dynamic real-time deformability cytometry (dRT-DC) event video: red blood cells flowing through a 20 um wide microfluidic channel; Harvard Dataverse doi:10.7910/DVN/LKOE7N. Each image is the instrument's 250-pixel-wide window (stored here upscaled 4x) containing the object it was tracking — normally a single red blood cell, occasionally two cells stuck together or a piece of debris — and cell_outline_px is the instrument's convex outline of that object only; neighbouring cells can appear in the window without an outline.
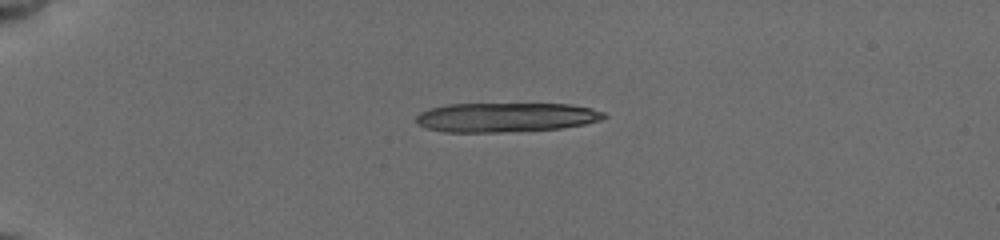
{"species": "common noctule bat (a hibernating species)", "species_latin": "Nyctalus noctula", "temperature_condition": "cold", "stored_images_in_passage": 14, "camera_frame_rate_fps": 3000, "um_per_image_px": 0.085, "animal": {"sex": "female", "body_mass_g": 19.5, "forearm_length_mm": 54.1}, "frame": {"image": 1, "passage_image": 1, "time_ms": 0.0, "image_size_px": [1000, 240], "cell_outline_px": [[608, 116], [604, 120], [564, 128], [500, 132], [444, 132], [428, 128], [416, 124], [416, 116], [420, 112], [432, 108], [448, 104], [568, 104], [588, 108], [604, 112]], "centroid_in_image_um": [43.01, 9.98], "position_along_channel_um": 42.0, "area_um2": 32.14}}